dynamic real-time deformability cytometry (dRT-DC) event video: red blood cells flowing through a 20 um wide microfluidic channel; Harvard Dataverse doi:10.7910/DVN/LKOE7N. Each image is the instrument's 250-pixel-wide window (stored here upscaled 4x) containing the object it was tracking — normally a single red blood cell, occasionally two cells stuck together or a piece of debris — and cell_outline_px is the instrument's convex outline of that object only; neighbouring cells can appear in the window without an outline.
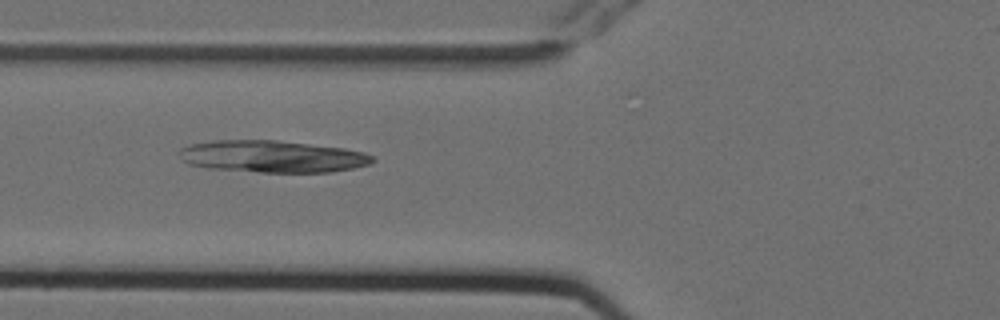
{"species": "Egyptian fruit bat (a non-hibernating species)", "species_latin": "Rousettus aegyptiacus", "temperature_condition": "cold", "stored_images_in_passage": 8, "camera_frame_rate_fps": 3000, "um_per_image_px": 0.085, "animal": {"sex": "female"}, "frame": {"image": 1, "passage_image": 7, "time_ms": 2.0, "image_size_px": [1000, 320], "cell_outline_px": [[376, 160], [368, 164], [352, 168], [332, 172], [260, 172], [208, 168], [188, 164], [176, 152], [180, 148], [188, 144], [212, 140], [276, 140], [344, 148], [364, 152], [372, 156]], "centroid_in_image_um": [23.1, 13.29], "position_along_channel_um": 102.7, "area_um2": 36.13}}
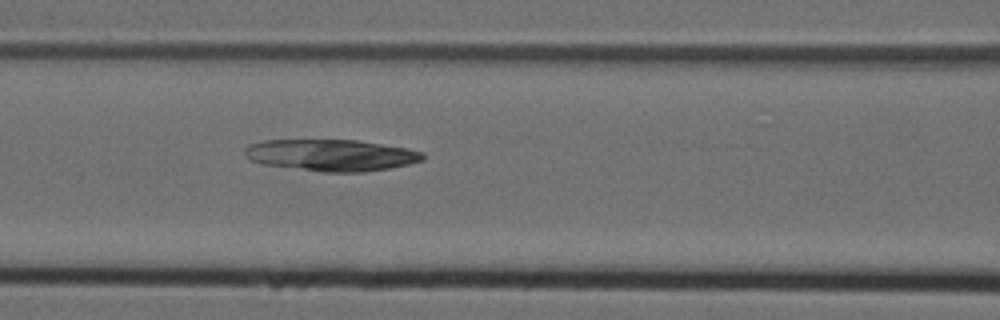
{"frame": {"image": 2, "passage_image": 8, "time_ms": 2.333, "image_size_px": [1000, 320], "cell_outline_px": [[424, 160], [408, 164], [388, 168], [364, 172], [324, 172], [260, 164], [252, 160], [244, 152], [244, 148], [248, 144], [264, 140], [356, 140], [408, 148], [424, 152]], "centroid_in_image_um": [28.15, 13.19], "position_along_channel_um": 138.4, "area_um2": 32.83}}